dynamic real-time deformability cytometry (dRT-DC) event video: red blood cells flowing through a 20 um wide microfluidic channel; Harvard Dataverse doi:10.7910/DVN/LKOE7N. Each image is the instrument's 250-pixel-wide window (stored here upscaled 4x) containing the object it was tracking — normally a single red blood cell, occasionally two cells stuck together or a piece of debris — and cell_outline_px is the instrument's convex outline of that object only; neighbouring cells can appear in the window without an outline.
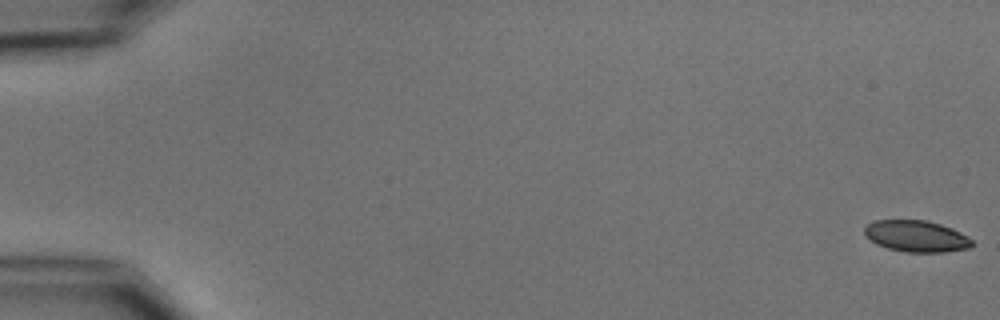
{"species": "common noctule bat (a hibernating species)", "species_latin": "Nyctalus noctula", "temperature_condition": "cold", "stored_images_in_passage": 6, "camera_frame_rate_fps": 3000, "um_per_image_px": 0.085, "animal": {"sex": "male", "body_mass_g": 15.6}, "frame": {"image": 1, "passage_image": 1, "time_ms": 0.0, "image_size_px": [1000, 320], "cell_outline_px": [[972, 244], [968, 248], [944, 252], [904, 252], [888, 248], [876, 244], [864, 236], [864, 228], [868, 224], [876, 220], [928, 220], [952, 228], [960, 232], [972, 240]], "centroid_in_image_um": [77.85, 20.07], "position_along_channel_um": 7.1, "area_um2": 19.71}}
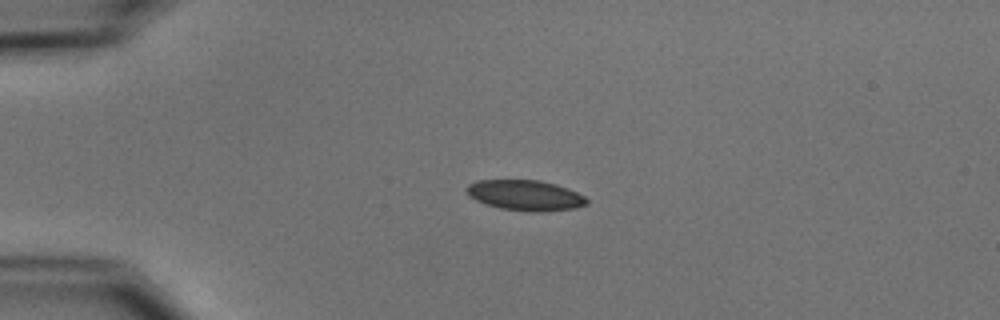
{"frame": {"image": 2, "passage_image": 4, "time_ms": 4.333, "image_size_px": [1000, 320], "cell_outline_px": [[588, 204], [576, 208], [544, 212], [528, 212], [500, 208], [484, 204], [468, 196], [464, 188], [468, 184], [476, 180], [540, 180], [556, 184], [568, 188], [584, 196], [588, 200]], "centroid_in_image_um": [44.63, 16.6], "position_along_channel_um": 40.4, "area_um2": 21.68}}